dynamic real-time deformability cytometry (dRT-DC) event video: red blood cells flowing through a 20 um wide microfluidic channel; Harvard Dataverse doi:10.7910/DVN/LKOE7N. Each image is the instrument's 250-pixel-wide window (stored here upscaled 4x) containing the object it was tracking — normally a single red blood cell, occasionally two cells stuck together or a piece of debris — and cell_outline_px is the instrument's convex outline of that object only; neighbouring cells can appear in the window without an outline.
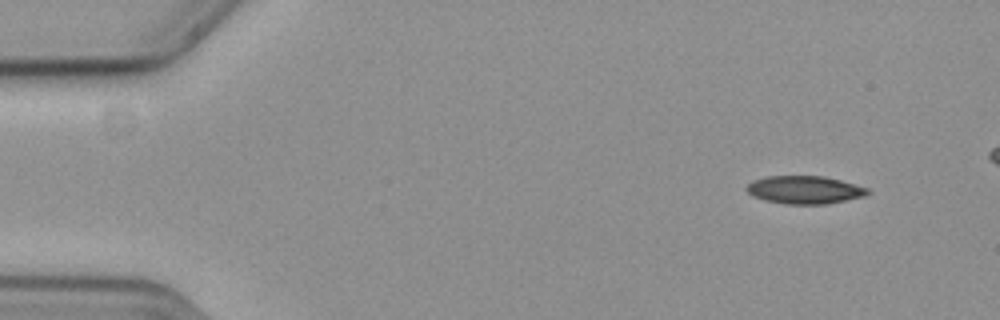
{"species": "common noctule bat (a hibernating species)", "species_latin": "Nyctalus noctula", "temperature_condition": "cold", "stored_images_in_passage": 11, "camera_frame_rate_fps": 3000, "um_per_image_px": 0.085, "animal": {"sex": "female", "body_mass_g": 19.3, "forearm_length_mm": 54.1}, "frame": {"image": 1, "passage_image": 1, "time_ms": 0.0, "image_size_px": [1000, 320], "cell_outline_px": [[872, 192], [864, 196], [824, 204], [788, 204], [764, 200], [748, 192], [748, 184], [756, 180], [768, 176], [824, 176], [840, 180], [868, 188]], "centroid_in_image_um": [68.44, 16.13], "position_along_channel_um": 16.6, "area_um2": 19.31}}